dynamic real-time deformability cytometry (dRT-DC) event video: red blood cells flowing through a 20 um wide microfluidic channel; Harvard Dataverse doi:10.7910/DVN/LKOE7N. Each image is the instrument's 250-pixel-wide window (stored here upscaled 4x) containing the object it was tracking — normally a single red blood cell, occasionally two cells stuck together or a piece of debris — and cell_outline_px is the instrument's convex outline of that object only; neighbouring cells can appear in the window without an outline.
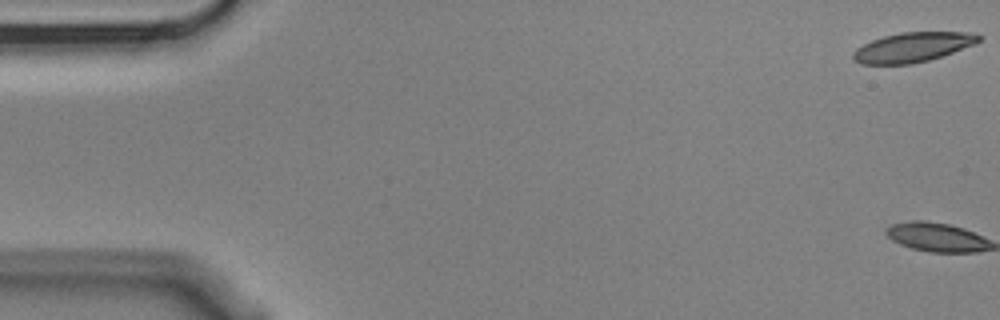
{"species": "Egyptian fruit bat (a non-hibernating species)", "species_latin": "Rousettus aegyptiacus", "temperature_condition": "cold", "stored_images_in_passage": 7, "camera_frame_rate_fps": 3000, "um_per_image_px": 0.085, "animal": {"sex": "male"}, "frame": {"image": 1, "passage_image": 1, "time_ms": 0.0, "image_size_px": [1000, 320], "cell_outline_px": [[984, 36], [980, 40], [972, 44], [952, 52], [928, 60], [912, 64], [860, 64], [852, 60], [852, 52], [856, 48], [872, 40], [884, 36], [900, 32], [968, 32]], "centroid_in_image_um": [77.52, 4.01], "position_along_channel_um": 7.5, "area_um2": 21.56}}